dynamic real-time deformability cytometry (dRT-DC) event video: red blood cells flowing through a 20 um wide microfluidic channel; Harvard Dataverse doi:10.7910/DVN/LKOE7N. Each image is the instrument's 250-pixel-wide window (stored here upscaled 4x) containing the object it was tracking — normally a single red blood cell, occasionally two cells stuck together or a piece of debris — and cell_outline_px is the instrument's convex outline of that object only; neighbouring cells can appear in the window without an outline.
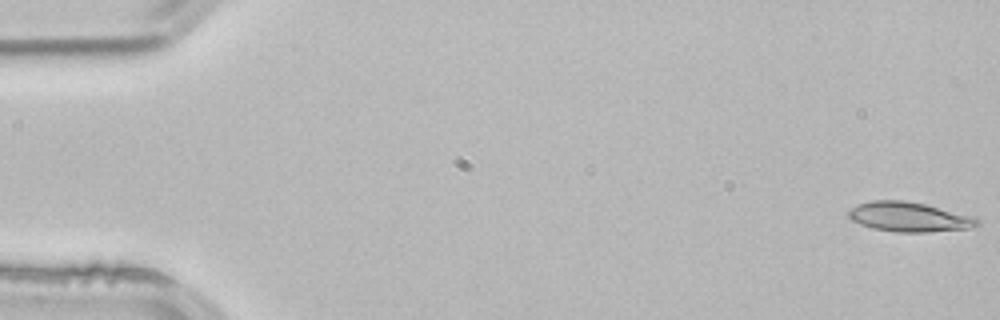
{"species": "common noctule bat (a hibernating species)", "species_latin": "Nyctalus noctula", "temperature_condition": "room temperature", "stored_images_in_passage": 3, "camera_frame_rate_fps": 3000, "um_per_image_px": 0.085, "animal": {"sex": "male", "body_mass_g": 21.5, "forearm_length_mm": 52.0}, "frame": {"image": 1, "passage_image": 1, "time_ms": 0.0, "image_size_px": [1000, 320], "cell_outline_px": [[980, 224], [968, 228], [928, 232], [896, 232], [872, 228], [860, 224], [852, 220], [848, 216], [848, 212], [852, 208], [860, 204], [872, 200], [904, 200], [924, 204], [976, 216], [980, 220]], "centroid_in_image_um": [77.31, 18.44], "position_along_channel_um": 7.7, "area_um2": 22.2}}